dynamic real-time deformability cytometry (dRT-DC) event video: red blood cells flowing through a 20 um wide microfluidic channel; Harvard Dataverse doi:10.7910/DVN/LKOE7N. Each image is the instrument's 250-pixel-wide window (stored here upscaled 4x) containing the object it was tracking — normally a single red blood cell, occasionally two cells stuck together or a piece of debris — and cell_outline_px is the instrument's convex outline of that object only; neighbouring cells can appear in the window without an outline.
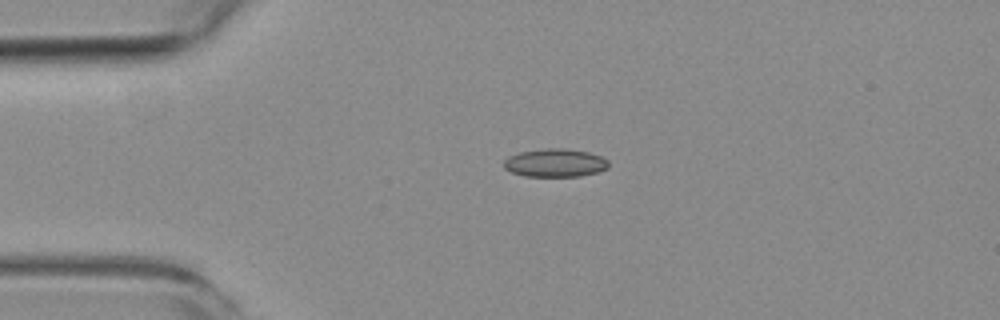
{"species": "common noctule bat (a hibernating species)", "species_latin": "Nyctalus noctula", "temperature_condition": "room temperature", "stored_images_in_passage": 2, "camera_frame_rate_fps": 3000, "um_per_image_px": 0.085, "animal": {"sex": "female", "body_mass_g": 19.3, "forearm_length_mm": 54.1}, "frame": {"image": 1, "passage_image": 1, "time_ms": 0.0, "image_size_px": [1000, 320], "cell_outline_px": [[608, 168], [596, 172], [580, 176], [524, 176], [512, 172], [504, 168], [504, 160], [508, 156], [520, 152], [544, 148], [564, 148], [588, 152], [600, 156], [608, 160]], "centroid_in_image_um": [47.17, 13.84], "position_along_channel_um": 37.8, "area_um2": 17.17}}